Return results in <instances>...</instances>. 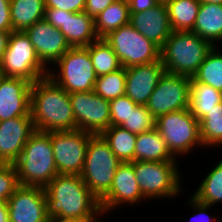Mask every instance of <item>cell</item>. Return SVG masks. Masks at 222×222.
<instances>
[{"instance_id": "cell-12", "label": "cell", "mask_w": 222, "mask_h": 222, "mask_svg": "<svg viewBox=\"0 0 222 222\" xmlns=\"http://www.w3.org/2000/svg\"><path fill=\"white\" fill-rule=\"evenodd\" d=\"M191 77L165 72L145 105L158 118L189 108Z\"/></svg>"}, {"instance_id": "cell-9", "label": "cell", "mask_w": 222, "mask_h": 222, "mask_svg": "<svg viewBox=\"0 0 222 222\" xmlns=\"http://www.w3.org/2000/svg\"><path fill=\"white\" fill-rule=\"evenodd\" d=\"M155 129L160 133L175 158H178V155L180 158V155L190 154L189 152L199 146L203 148L199 121L189 108L159 116L156 118Z\"/></svg>"}, {"instance_id": "cell-44", "label": "cell", "mask_w": 222, "mask_h": 222, "mask_svg": "<svg viewBox=\"0 0 222 222\" xmlns=\"http://www.w3.org/2000/svg\"><path fill=\"white\" fill-rule=\"evenodd\" d=\"M46 222H84V221H79L75 219H68V218H61L58 216H51L48 217Z\"/></svg>"}, {"instance_id": "cell-21", "label": "cell", "mask_w": 222, "mask_h": 222, "mask_svg": "<svg viewBox=\"0 0 222 222\" xmlns=\"http://www.w3.org/2000/svg\"><path fill=\"white\" fill-rule=\"evenodd\" d=\"M130 24L160 49L173 31L164 1L146 11L130 13Z\"/></svg>"}, {"instance_id": "cell-16", "label": "cell", "mask_w": 222, "mask_h": 222, "mask_svg": "<svg viewBox=\"0 0 222 222\" xmlns=\"http://www.w3.org/2000/svg\"><path fill=\"white\" fill-rule=\"evenodd\" d=\"M9 222H46L47 201L42 187L19 186L7 200Z\"/></svg>"}, {"instance_id": "cell-8", "label": "cell", "mask_w": 222, "mask_h": 222, "mask_svg": "<svg viewBox=\"0 0 222 222\" xmlns=\"http://www.w3.org/2000/svg\"><path fill=\"white\" fill-rule=\"evenodd\" d=\"M0 70L4 77L23 78L33 84L48 76L49 68L41 62L26 33L12 31Z\"/></svg>"}, {"instance_id": "cell-3", "label": "cell", "mask_w": 222, "mask_h": 222, "mask_svg": "<svg viewBox=\"0 0 222 222\" xmlns=\"http://www.w3.org/2000/svg\"><path fill=\"white\" fill-rule=\"evenodd\" d=\"M14 166L21 186L45 188L58 175L50 135L35 131Z\"/></svg>"}, {"instance_id": "cell-18", "label": "cell", "mask_w": 222, "mask_h": 222, "mask_svg": "<svg viewBox=\"0 0 222 222\" xmlns=\"http://www.w3.org/2000/svg\"><path fill=\"white\" fill-rule=\"evenodd\" d=\"M35 132L31 116L0 122V164H14L30 136Z\"/></svg>"}, {"instance_id": "cell-20", "label": "cell", "mask_w": 222, "mask_h": 222, "mask_svg": "<svg viewBox=\"0 0 222 222\" xmlns=\"http://www.w3.org/2000/svg\"><path fill=\"white\" fill-rule=\"evenodd\" d=\"M32 83L23 78L2 77L0 80V122L30 115Z\"/></svg>"}, {"instance_id": "cell-38", "label": "cell", "mask_w": 222, "mask_h": 222, "mask_svg": "<svg viewBox=\"0 0 222 222\" xmlns=\"http://www.w3.org/2000/svg\"><path fill=\"white\" fill-rule=\"evenodd\" d=\"M86 0H44L45 7H53L72 13L83 12Z\"/></svg>"}, {"instance_id": "cell-30", "label": "cell", "mask_w": 222, "mask_h": 222, "mask_svg": "<svg viewBox=\"0 0 222 222\" xmlns=\"http://www.w3.org/2000/svg\"><path fill=\"white\" fill-rule=\"evenodd\" d=\"M191 82L203 83L222 92V50L217 46L213 47L191 77Z\"/></svg>"}, {"instance_id": "cell-13", "label": "cell", "mask_w": 222, "mask_h": 222, "mask_svg": "<svg viewBox=\"0 0 222 222\" xmlns=\"http://www.w3.org/2000/svg\"><path fill=\"white\" fill-rule=\"evenodd\" d=\"M76 130L100 135L111 126L109 101L97 95L94 90L69 94Z\"/></svg>"}, {"instance_id": "cell-36", "label": "cell", "mask_w": 222, "mask_h": 222, "mask_svg": "<svg viewBox=\"0 0 222 222\" xmlns=\"http://www.w3.org/2000/svg\"><path fill=\"white\" fill-rule=\"evenodd\" d=\"M137 104L127 95L120 96L109 101L111 126H120L126 121L131 111H134Z\"/></svg>"}, {"instance_id": "cell-33", "label": "cell", "mask_w": 222, "mask_h": 222, "mask_svg": "<svg viewBox=\"0 0 222 222\" xmlns=\"http://www.w3.org/2000/svg\"><path fill=\"white\" fill-rule=\"evenodd\" d=\"M126 68L99 76L96 79L94 92L107 101L125 95Z\"/></svg>"}, {"instance_id": "cell-7", "label": "cell", "mask_w": 222, "mask_h": 222, "mask_svg": "<svg viewBox=\"0 0 222 222\" xmlns=\"http://www.w3.org/2000/svg\"><path fill=\"white\" fill-rule=\"evenodd\" d=\"M48 71L50 77L67 93L94 90L97 76L87 47H71ZM57 66V67H56Z\"/></svg>"}, {"instance_id": "cell-26", "label": "cell", "mask_w": 222, "mask_h": 222, "mask_svg": "<svg viewBox=\"0 0 222 222\" xmlns=\"http://www.w3.org/2000/svg\"><path fill=\"white\" fill-rule=\"evenodd\" d=\"M173 31H191L194 28L201 2L199 0H165Z\"/></svg>"}, {"instance_id": "cell-10", "label": "cell", "mask_w": 222, "mask_h": 222, "mask_svg": "<svg viewBox=\"0 0 222 222\" xmlns=\"http://www.w3.org/2000/svg\"><path fill=\"white\" fill-rule=\"evenodd\" d=\"M104 40L113 48L124 68L160 60L161 49L130 23L111 32Z\"/></svg>"}, {"instance_id": "cell-15", "label": "cell", "mask_w": 222, "mask_h": 222, "mask_svg": "<svg viewBox=\"0 0 222 222\" xmlns=\"http://www.w3.org/2000/svg\"><path fill=\"white\" fill-rule=\"evenodd\" d=\"M147 199L142 195L134 173V161L122 162L115 172L109 191L99 200L103 216L121 206H135ZM133 204V205H132Z\"/></svg>"}, {"instance_id": "cell-40", "label": "cell", "mask_w": 222, "mask_h": 222, "mask_svg": "<svg viewBox=\"0 0 222 222\" xmlns=\"http://www.w3.org/2000/svg\"><path fill=\"white\" fill-rule=\"evenodd\" d=\"M0 31H13L10 12V0H0Z\"/></svg>"}, {"instance_id": "cell-34", "label": "cell", "mask_w": 222, "mask_h": 222, "mask_svg": "<svg viewBox=\"0 0 222 222\" xmlns=\"http://www.w3.org/2000/svg\"><path fill=\"white\" fill-rule=\"evenodd\" d=\"M156 118L145 105H137L120 127L136 135L155 129Z\"/></svg>"}, {"instance_id": "cell-2", "label": "cell", "mask_w": 222, "mask_h": 222, "mask_svg": "<svg viewBox=\"0 0 222 222\" xmlns=\"http://www.w3.org/2000/svg\"><path fill=\"white\" fill-rule=\"evenodd\" d=\"M30 115L35 131L76 130L69 93L48 76L32 84L30 91Z\"/></svg>"}, {"instance_id": "cell-29", "label": "cell", "mask_w": 222, "mask_h": 222, "mask_svg": "<svg viewBox=\"0 0 222 222\" xmlns=\"http://www.w3.org/2000/svg\"><path fill=\"white\" fill-rule=\"evenodd\" d=\"M199 187L191 195L198 202L215 206L222 203V158L207 172Z\"/></svg>"}, {"instance_id": "cell-19", "label": "cell", "mask_w": 222, "mask_h": 222, "mask_svg": "<svg viewBox=\"0 0 222 222\" xmlns=\"http://www.w3.org/2000/svg\"><path fill=\"white\" fill-rule=\"evenodd\" d=\"M165 72L161 59L126 68L125 95L137 105H146Z\"/></svg>"}, {"instance_id": "cell-5", "label": "cell", "mask_w": 222, "mask_h": 222, "mask_svg": "<svg viewBox=\"0 0 222 222\" xmlns=\"http://www.w3.org/2000/svg\"><path fill=\"white\" fill-rule=\"evenodd\" d=\"M121 163L101 135H92L86 148L85 162L79 176L100 200L109 191L115 172Z\"/></svg>"}, {"instance_id": "cell-28", "label": "cell", "mask_w": 222, "mask_h": 222, "mask_svg": "<svg viewBox=\"0 0 222 222\" xmlns=\"http://www.w3.org/2000/svg\"><path fill=\"white\" fill-rule=\"evenodd\" d=\"M220 102H222L221 91L203 83H190L189 110L198 121Z\"/></svg>"}, {"instance_id": "cell-11", "label": "cell", "mask_w": 222, "mask_h": 222, "mask_svg": "<svg viewBox=\"0 0 222 222\" xmlns=\"http://www.w3.org/2000/svg\"><path fill=\"white\" fill-rule=\"evenodd\" d=\"M51 138L58 174L80 175L90 132L82 130L47 132Z\"/></svg>"}, {"instance_id": "cell-6", "label": "cell", "mask_w": 222, "mask_h": 222, "mask_svg": "<svg viewBox=\"0 0 222 222\" xmlns=\"http://www.w3.org/2000/svg\"><path fill=\"white\" fill-rule=\"evenodd\" d=\"M177 163V161H134L135 177L146 199L178 197L183 190L180 183L183 179Z\"/></svg>"}, {"instance_id": "cell-23", "label": "cell", "mask_w": 222, "mask_h": 222, "mask_svg": "<svg viewBox=\"0 0 222 222\" xmlns=\"http://www.w3.org/2000/svg\"><path fill=\"white\" fill-rule=\"evenodd\" d=\"M135 161H178L169 151L166 142L156 130L138 134L135 145Z\"/></svg>"}, {"instance_id": "cell-1", "label": "cell", "mask_w": 222, "mask_h": 222, "mask_svg": "<svg viewBox=\"0 0 222 222\" xmlns=\"http://www.w3.org/2000/svg\"><path fill=\"white\" fill-rule=\"evenodd\" d=\"M44 190L48 217L58 216L84 222L101 221L103 213L100 201L79 175L58 174Z\"/></svg>"}, {"instance_id": "cell-39", "label": "cell", "mask_w": 222, "mask_h": 222, "mask_svg": "<svg viewBox=\"0 0 222 222\" xmlns=\"http://www.w3.org/2000/svg\"><path fill=\"white\" fill-rule=\"evenodd\" d=\"M115 0H86L84 12L91 18L95 19L98 14L104 11Z\"/></svg>"}, {"instance_id": "cell-43", "label": "cell", "mask_w": 222, "mask_h": 222, "mask_svg": "<svg viewBox=\"0 0 222 222\" xmlns=\"http://www.w3.org/2000/svg\"><path fill=\"white\" fill-rule=\"evenodd\" d=\"M0 222H9V211L6 201L0 200Z\"/></svg>"}, {"instance_id": "cell-4", "label": "cell", "mask_w": 222, "mask_h": 222, "mask_svg": "<svg viewBox=\"0 0 222 222\" xmlns=\"http://www.w3.org/2000/svg\"><path fill=\"white\" fill-rule=\"evenodd\" d=\"M213 45L192 31H172L160 51L167 73L193 77Z\"/></svg>"}, {"instance_id": "cell-25", "label": "cell", "mask_w": 222, "mask_h": 222, "mask_svg": "<svg viewBox=\"0 0 222 222\" xmlns=\"http://www.w3.org/2000/svg\"><path fill=\"white\" fill-rule=\"evenodd\" d=\"M13 31H25L35 22L44 19V0H10Z\"/></svg>"}, {"instance_id": "cell-32", "label": "cell", "mask_w": 222, "mask_h": 222, "mask_svg": "<svg viewBox=\"0 0 222 222\" xmlns=\"http://www.w3.org/2000/svg\"><path fill=\"white\" fill-rule=\"evenodd\" d=\"M200 139L203 147L222 145V102L214 106L199 121Z\"/></svg>"}, {"instance_id": "cell-37", "label": "cell", "mask_w": 222, "mask_h": 222, "mask_svg": "<svg viewBox=\"0 0 222 222\" xmlns=\"http://www.w3.org/2000/svg\"><path fill=\"white\" fill-rule=\"evenodd\" d=\"M188 199L189 207L193 208L195 210L194 212H196V214L191 217L193 220L190 219V221L192 220L194 222L199 220L198 222H219V219H217L216 215L211 216L208 215L209 213H207L213 206L198 202L192 196H190ZM200 218H202L204 221L200 220Z\"/></svg>"}, {"instance_id": "cell-45", "label": "cell", "mask_w": 222, "mask_h": 222, "mask_svg": "<svg viewBox=\"0 0 222 222\" xmlns=\"http://www.w3.org/2000/svg\"><path fill=\"white\" fill-rule=\"evenodd\" d=\"M200 2H205V3H215V4H221L222 5V0H199Z\"/></svg>"}, {"instance_id": "cell-42", "label": "cell", "mask_w": 222, "mask_h": 222, "mask_svg": "<svg viewBox=\"0 0 222 222\" xmlns=\"http://www.w3.org/2000/svg\"><path fill=\"white\" fill-rule=\"evenodd\" d=\"M10 34L11 32L0 31V61L2 60V57L7 49Z\"/></svg>"}, {"instance_id": "cell-46", "label": "cell", "mask_w": 222, "mask_h": 222, "mask_svg": "<svg viewBox=\"0 0 222 222\" xmlns=\"http://www.w3.org/2000/svg\"><path fill=\"white\" fill-rule=\"evenodd\" d=\"M2 77H3V73H2V71L0 70V80L2 79Z\"/></svg>"}, {"instance_id": "cell-41", "label": "cell", "mask_w": 222, "mask_h": 222, "mask_svg": "<svg viewBox=\"0 0 222 222\" xmlns=\"http://www.w3.org/2000/svg\"><path fill=\"white\" fill-rule=\"evenodd\" d=\"M160 2V0H128L130 13L146 11Z\"/></svg>"}, {"instance_id": "cell-22", "label": "cell", "mask_w": 222, "mask_h": 222, "mask_svg": "<svg viewBox=\"0 0 222 222\" xmlns=\"http://www.w3.org/2000/svg\"><path fill=\"white\" fill-rule=\"evenodd\" d=\"M191 31L218 47L222 43V5L201 2Z\"/></svg>"}, {"instance_id": "cell-35", "label": "cell", "mask_w": 222, "mask_h": 222, "mask_svg": "<svg viewBox=\"0 0 222 222\" xmlns=\"http://www.w3.org/2000/svg\"><path fill=\"white\" fill-rule=\"evenodd\" d=\"M19 186L14 164H0V200L7 202Z\"/></svg>"}, {"instance_id": "cell-24", "label": "cell", "mask_w": 222, "mask_h": 222, "mask_svg": "<svg viewBox=\"0 0 222 222\" xmlns=\"http://www.w3.org/2000/svg\"><path fill=\"white\" fill-rule=\"evenodd\" d=\"M98 39H104L111 32L130 23L128 0H115L94 19Z\"/></svg>"}, {"instance_id": "cell-17", "label": "cell", "mask_w": 222, "mask_h": 222, "mask_svg": "<svg viewBox=\"0 0 222 222\" xmlns=\"http://www.w3.org/2000/svg\"><path fill=\"white\" fill-rule=\"evenodd\" d=\"M24 32L29 37L41 62L49 69L71 48L61 31L45 19L35 22Z\"/></svg>"}, {"instance_id": "cell-27", "label": "cell", "mask_w": 222, "mask_h": 222, "mask_svg": "<svg viewBox=\"0 0 222 222\" xmlns=\"http://www.w3.org/2000/svg\"><path fill=\"white\" fill-rule=\"evenodd\" d=\"M100 135L121 162L135 161L136 134L120 126H110Z\"/></svg>"}, {"instance_id": "cell-14", "label": "cell", "mask_w": 222, "mask_h": 222, "mask_svg": "<svg viewBox=\"0 0 222 222\" xmlns=\"http://www.w3.org/2000/svg\"><path fill=\"white\" fill-rule=\"evenodd\" d=\"M44 19L61 31L71 47H87L98 39L94 19L84 11L72 13L45 7Z\"/></svg>"}, {"instance_id": "cell-31", "label": "cell", "mask_w": 222, "mask_h": 222, "mask_svg": "<svg viewBox=\"0 0 222 222\" xmlns=\"http://www.w3.org/2000/svg\"><path fill=\"white\" fill-rule=\"evenodd\" d=\"M88 51L97 77L122 68L118 56L104 39L92 42L88 46Z\"/></svg>"}]
</instances>
